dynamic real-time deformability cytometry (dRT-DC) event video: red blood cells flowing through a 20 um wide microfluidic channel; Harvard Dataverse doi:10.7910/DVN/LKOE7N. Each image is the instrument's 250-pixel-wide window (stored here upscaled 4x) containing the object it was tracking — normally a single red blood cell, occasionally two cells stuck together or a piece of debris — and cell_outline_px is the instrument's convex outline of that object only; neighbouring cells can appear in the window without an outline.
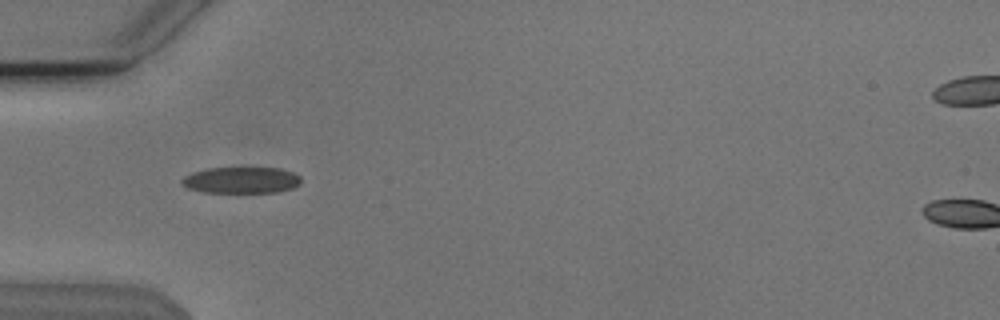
{"species": "Egyptian fruit bat (a non-hibernating species)", "species_latin": "Rousettus aegyptiacus", "temperature_condition": "cold", "stored_images_in_passage": 4, "camera_frame_rate_fps": 3000, "um_per_image_px": 0.085, "animal": {"sex": "male"}, "frame": {"image": 1, "passage_image": 2, "time_ms": 0.333, "image_size_px": [1000, 320], "cell_outline_px": [[300, 184], [292, 188], [276, 192], [204, 192], [188, 188], [180, 180], [184, 176], [192, 172], [208, 168], [280, 168], [292, 172], [300, 176]], "centroid_in_image_um": [20.51, 15.3], "position_along_channel_um": 64.5, "area_um2": 18.15}}
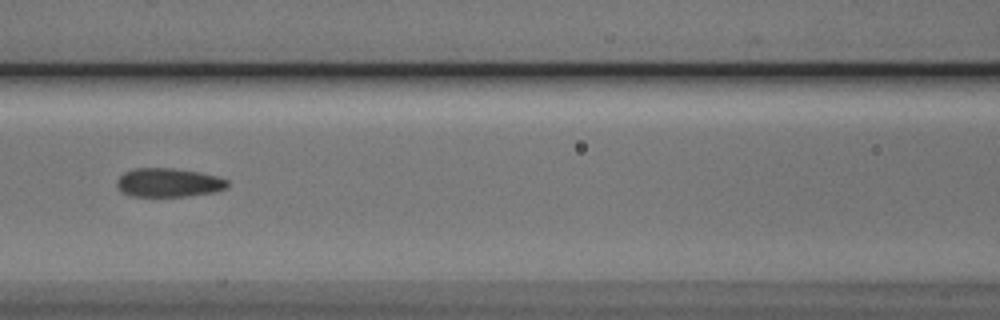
{"frame": {"image": 2, "passage_image": 4, "time_ms": 1.0, "image_size_px": [1000, 320], "cell_outline_px": [[228, 188], [216, 192], [188, 196], [132, 196], [120, 192], [116, 184], [116, 180], [124, 172], [136, 168], [172, 168], [196, 172], [216, 176], [228, 180]], "centroid_in_image_um": [14.31, 15.53], "position_along_channel_um": 152.3, "area_um2": 18.61}}